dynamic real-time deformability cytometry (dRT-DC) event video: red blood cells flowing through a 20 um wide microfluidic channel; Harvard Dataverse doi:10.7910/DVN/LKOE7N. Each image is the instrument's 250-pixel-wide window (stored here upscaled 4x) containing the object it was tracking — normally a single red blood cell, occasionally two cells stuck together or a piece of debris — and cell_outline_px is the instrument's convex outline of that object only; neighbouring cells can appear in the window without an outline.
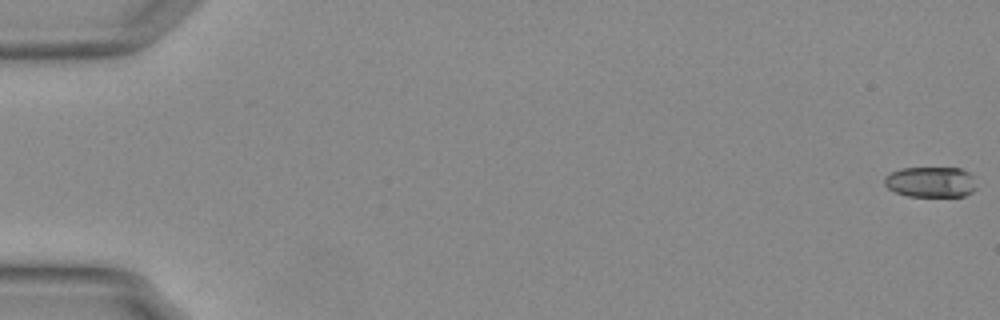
{"species": "Egyptian fruit bat (a non-hibernating species)", "species_latin": "Rousettus aegyptiacus", "temperature_condition": "warm", "stored_images_in_passage": 56, "camera_frame_rate_fps": 3000, "um_per_image_px": 0.085, "animal": {"sex": "female"}, "frame": {"image": 1, "passage_image": 1, "time_ms": 0.0, "image_size_px": [1000, 320], "cell_outline_px": [[976, 188], [972, 192], [964, 196], [908, 196], [896, 192], [888, 188], [884, 184], [884, 176], [900, 168], [960, 168], [968, 172], [972, 176]], "centroid_in_image_um": [79.1, 15.47], "position_along_channel_um": 5.9, "area_um2": 16.36}}
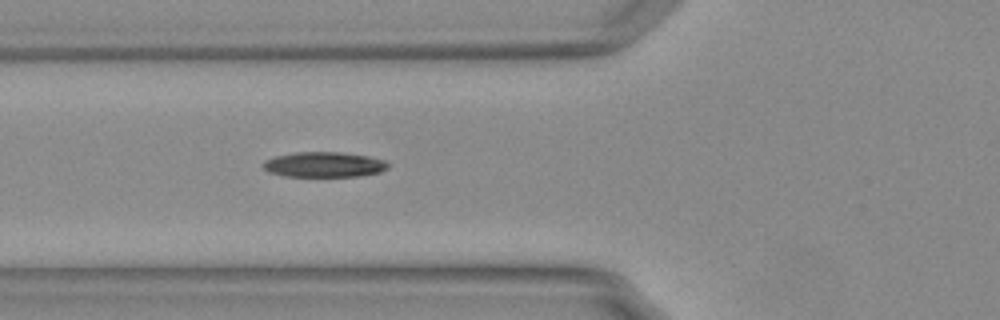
{"frame": {"image": 2, "passage_image": 22, "time_ms": 7.0, "image_size_px": [1000, 320], "cell_outline_px": [[388, 168], [380, 172], [360, 176], [288, 176], [268, 172], [264, 168], [264, 160], [276, 156], [296, 152], [340, 152], [368, 156], [384, 160], [388, 164]], "centroid_in_image_um": [27.56, 13.98], "position_along_channel_um": 98.2, "area_um2": 18.21}}
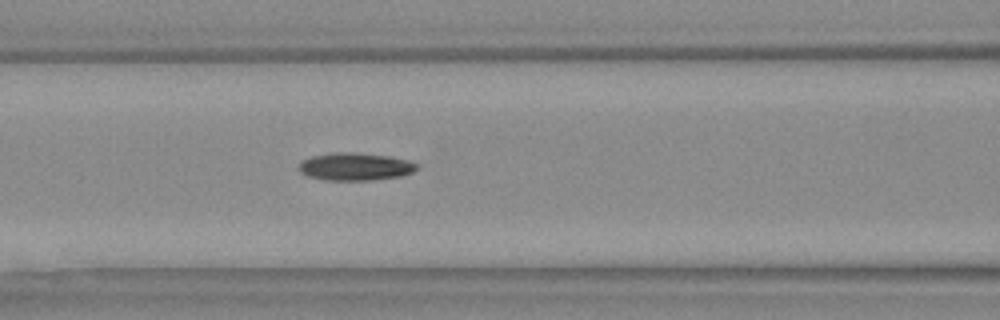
{"frame": {"image": 3, "passage_image": 25, "time_ms": 8.0, "image_size_px": [1000, 320], "cell_outline_px": [[416, 168], [412, 172], [400, 176], [368, 180], [328, 180], [308, 176], [300, 172], [296, 168], [300, 160], [312, 156], [332, 152], [356, 152], [388, 156], [408, 160], [416, 164]], "centroid_in_image_um": [30.11, 14.15], "position_along_channel_um": 136.5, "area_um2": 19.02}, "authors_computed_cell_mechanics": {"area_um2": 18.0047, "velocity_mm_per_s": 3.7627, "shape_relaxation_time_tau1_ms": 11.1966, "shape_relaxation_time_tau2_ms": 7.3036, "deformation_change_tau1": 0.2609, "deformation_change_tau2": 0.1596}}